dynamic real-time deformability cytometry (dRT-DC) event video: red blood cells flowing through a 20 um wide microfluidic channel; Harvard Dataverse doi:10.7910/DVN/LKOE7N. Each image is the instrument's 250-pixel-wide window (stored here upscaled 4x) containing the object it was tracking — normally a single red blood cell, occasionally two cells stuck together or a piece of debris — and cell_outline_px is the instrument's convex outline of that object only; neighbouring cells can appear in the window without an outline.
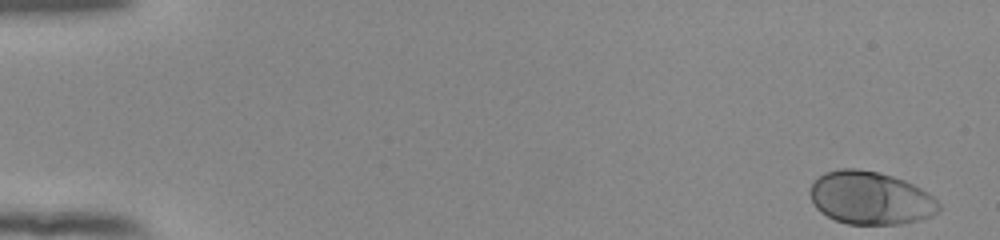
{"species": "human", "species_latin": "Homo sapiens", "temperature_condition": "room temperature", "stored_images_in_passage": 53, "camera_frame_rate_fps": 3000, "um_per_image_px": 0.085, "donor": {"sex": "female"}, "frame": {"image": 1, "passage_image": 1, "time_ms": 0.0, "image_size_px": [1000, 240], "cell_outline_px": [[940, 208], [932, 216], [920, 220], [900, 224], [848, 224], [836, 220], [820, 212], [816, 208], [812, 200], [812, 184], [824, 172], [840, 168], [856, 168], [880, 172], [904, 180], [928, 192], [940, 204]], "centroid_in_image_um": [74.01, 16.83], "position_along_channel_um": 11.0, "area_um2": 39.65}}
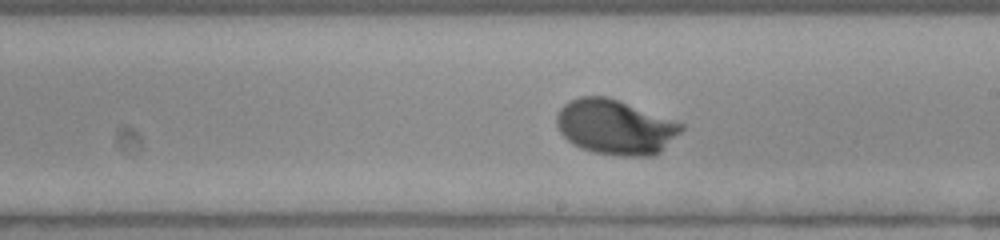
{"frame": {"image": 2, "passage_image": 31, "time_ms": 10.0, "image_size_px": [1000, 240], "cell_outline_px": [[684, 128], [660, 152], [652, 156], [620, 156], [592, 152], [580, 148], [572, 144], [560, 132], [556, 124], [556, 116], [560, 108], [564, 104], [580, 96], [608, 96], [684, 124]], "centroid_in_image_um": [52.28, 10.8], "position_along_channel_um": 236.7, "area_um2": 39.82}}
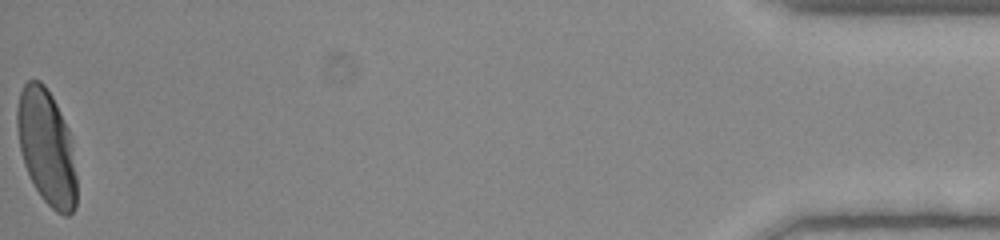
{"frame": {"image": 3, "passage_image": 53, "time_ms": 17.333, "image_size_px": [1000, 240], "cell_outline_px": [[76, 208], [68, 216], [64, 216], [56, 212], [40, 196], [24, 164], [20, 152], [16, 128], [16, 108], [20, 92], [24, 84], [28, 80], [40, 80], [44, 84], [52, 96], [68, 128], [76, 176]], "centroid_in_image_um": [3.94, 12.51], "position_along_channel_um": 431.3, "area_um2": 39.82}, "authors_computed_cell_mechanics": {"area_um2": 38.4948, "velocity_mm_per_s": 3.8689, "shape_relaxation_time_tau1_ms": 1.9846, "shape_relaxation_time_tau2_ms": null, "deformation_change_tau1": 0.1574, "deformation_change_tau2": null}}